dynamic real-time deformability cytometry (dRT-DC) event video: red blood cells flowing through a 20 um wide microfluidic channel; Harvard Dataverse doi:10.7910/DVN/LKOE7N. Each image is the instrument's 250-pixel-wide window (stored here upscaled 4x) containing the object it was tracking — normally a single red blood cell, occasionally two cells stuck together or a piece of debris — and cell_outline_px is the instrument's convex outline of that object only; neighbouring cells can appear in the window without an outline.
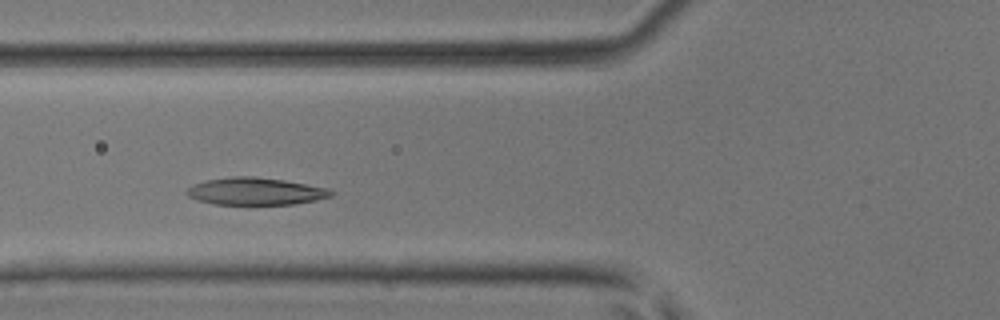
{"species": "common noctule bat (a hibernating species)", "species_latin": "Nyctalus noctula", "temperature_condition": "room temperature", "stored_images_in_passage": 41, "camera_frame_rate_fps": 3000, "um_per_image_px": 0.085, "animal": {"sex": "male", "body_mass_g": 17.9, "forearm_length_mm": 54.2}, "frame": {"image": 1, "passage_image": 11, "time_ms": 3.333, "image_size_px": [1000, 320], "cell_outline_px": [[336, 192], [332, 196], [292, 204], [212, 204], [196, 200], [188, 196], [184, 192], [192, 184], [208, 180], [232, 176], [256, 176], [284, 180], [324, 188]], "centroid_in_image_um": [21.64, 16.26], "position_along_channel_um": 104.2, "area_um2": 22.77}}
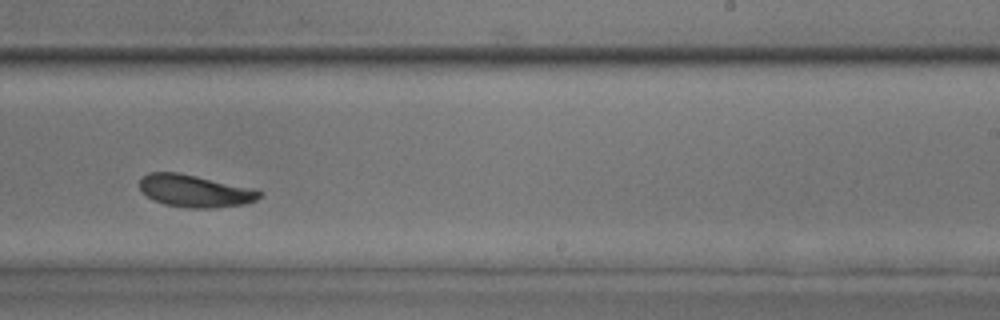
{"frame": {"image": 2, "passage_image": 23, "time_ms": 7.333, "image_size_px": [1000, 320], "cell_outline_px": [[264, 192], [256, 200], [244, 204], [216, 208], [188, 208], [164, 204], [152, 200], [140, 188], [140, 180], [148, 172], [176, 172], [256, 188]], "centroid_in_image_um": [16.61, 16.23], "position_along_channel_um": 272.4, "area_um2": 22.66}}
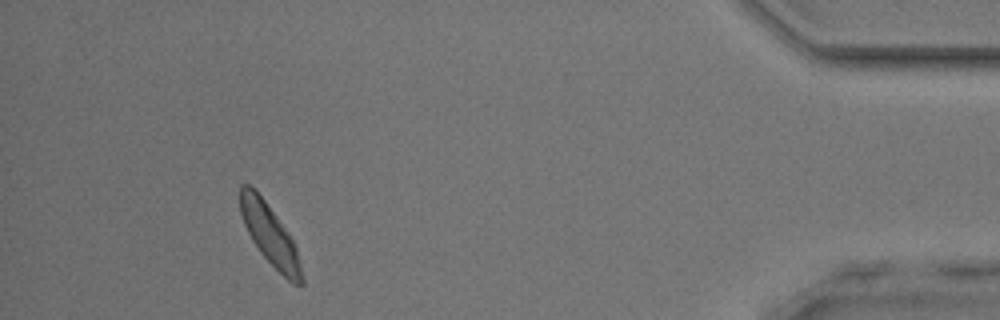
{"frame": {"image": 3, "passage_image": 37, "time_ms": 12.0, "image_size_px": [1000, 320], "cell_outline_px": [[304, 284], [292, 284], [260, 252], [252, 240], [244, 224], [240, 212], [240, 184], [248, 184], [264, 200], [288, 232], [296, 248], [304, 280]], "centroid_in_image_um": [22.93, 19.97], "position_along_channel_um": 412.3, "area_um2": 21.1}}